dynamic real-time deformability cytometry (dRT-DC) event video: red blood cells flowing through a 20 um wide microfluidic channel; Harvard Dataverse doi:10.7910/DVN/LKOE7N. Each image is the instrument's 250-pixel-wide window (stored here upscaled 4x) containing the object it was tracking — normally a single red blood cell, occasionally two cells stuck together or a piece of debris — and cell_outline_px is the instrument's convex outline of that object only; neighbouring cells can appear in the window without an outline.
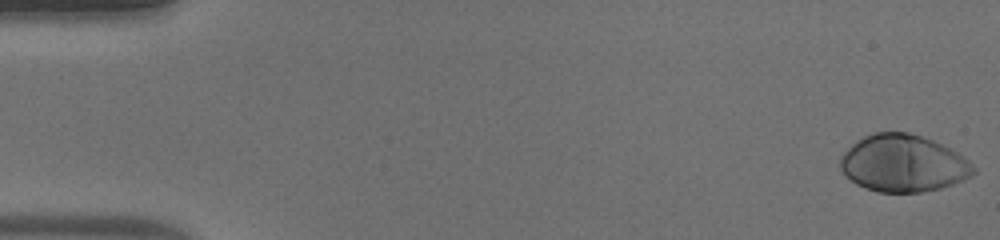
{"species": "human", "species_latin": "Homo sapiens", "temperature_condition": "warm", "stored_images_in_passage": 53, "camera_frame_rate_fps": 3000, "um_per_image_px": 0.085, "donor": {"sex": "male"}, "frame": {"image": 1, "passage_image": 1, "time_ms": 0.0, "image_size_px": [1000, 240], "cell_outline_px": [[976, 172], [972, 176], [964, 180], [940, 188], [920, 192], [876, 192], [864, 188], [856, 184], [844, 176], [840, 168], [840, 156], [856, 140], [872, 132], [908, 132], [932, 140], [964, 156], [976, 168]], "centroid_in_image_um": [76.75, 13.89], "position_along_channel_um": 8.3, "area_um2": 44.51}}
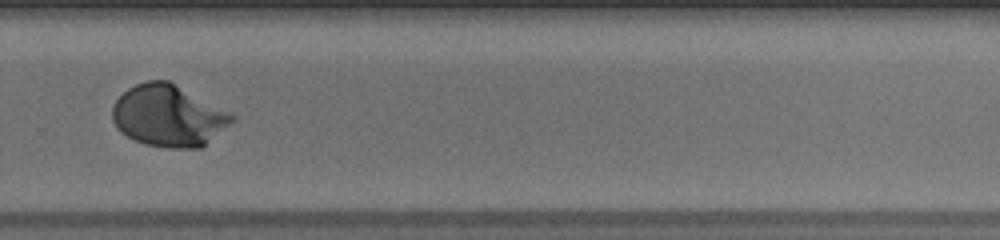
{"frame": {"image": 2, "passage_image": 37, "time_ms": 12.0, "image_size_px": [1000, 240], "cell_outline_px": [[236, 120], [200, 148], [168, 148], [144, 144], [120, 132], [116, 128], [112, 120], [112, 108], [116, 100], [128, 88], [136, 84], [148, 80], [168, 80], [232, 112], [236, 116]], "centroid_in_image_um": [14.34, 9.84], "position_along_channel_um": 315.5, "area_um2": 43.18}}
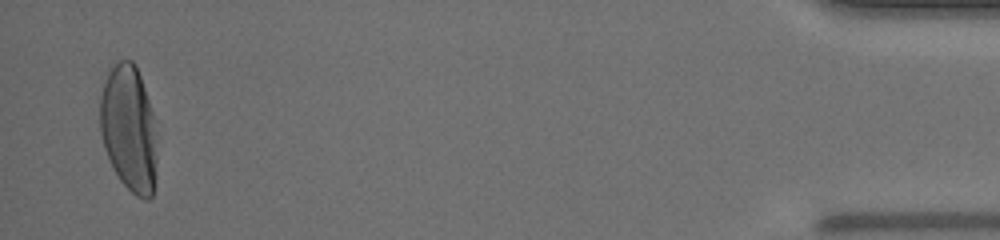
{"frame": {"image": 3, "passage_image": 52, "time_ms": 17.0, "image_size_px": [1000, 240], "cell_outline_px": [[156, 160], [152, 196], [148, 200], [144, 200], [136, 196], [120, 180], [104, 148], [100, 132], [100, 96], [104, 80], [108, 72], [120, 60], [132, 60], [136, 64], [152, 112]], "centroid_in_image_um": [10.93, 10.91], "position_along_channel_um": 424.3, "area_um2": 41.27}}